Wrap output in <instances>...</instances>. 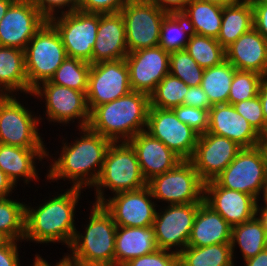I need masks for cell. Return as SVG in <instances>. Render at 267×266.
I'll return each instance as SVG.
<instances>
[{"label": "cell", "instance_id": "9c48e42d", "mask_svg": "<svg viewBox=\"0 0 267 266\" xmlns=\"http://www.w3.org/2000/svg\"><path fill=\"white\" fill-rule=\"evenodd\" d=\"M22 104L16 95L0 98V143L22 148H45L38 132V124L42 121Z\"/></svg>", "mask_w": 267, "mask_h": 266}, {"label": "cell", "instance_id": "91938a15", "mask_svg": "<svg viewBox=\"0 0 267 266\" xmlns=\"http://www.w3.org/2000/svg\"><path fill=\"white\" fill-rule=\"evenodd\" d=\"M15 1L23 2V3H30V4H34V5H36L39 2V0H15Z\"/></svg>", "mask_w": 267, "mask_h": 266}, {"label": "cell", "instance_id": "4dcf8cb0", "mask_svg": "<svg viewBox=\"0 0 267 266\" xmlns=\"http://www.w3.org/2000/svg\"><path fill=\"white\" fill-rule=\"evenodd\" d=\"M230 244L234 261H236L234 257L236 247L242 252L243 260H248L267 247V230L255 216L247 222L232 227Z\"/></svg>", "mask_w": 267, "mask_h": 266}, {"label": "cell", "instance_id": "8fae6325", "mask_svg": "<svg viewBox=\"0 0 267 266\" xmlns=\"http://www.w3.org/2000/svg\"><path fill=\"white\" fill-rule=\"evenodd\" d=\"M120 13L129 53L159 46L161 23L167 13L152 0H128Z\"/></svg>", "mask_w": 267, "mask_h": 266}, {"label": "cell", "instance_id": "8992f818", "mask_svg": "<svg viewBox=\"0 0 267 266\" xmlns=\"http://www.w3.org/2000/svg\"><path fill=\"white\" fill-rule=\"evenodd\" d=\"M24 53L29 95L40 83L50 81L68 57L58 31L49 21L29 41Z\"/></svg>", "mask_w": 267, "mask_h": 266}, {"label": "cell", "instance_id": "cb8c5ba5", "mask_svg": "<svg viewBox=\"0 0 267 266\" xmlns=\"http://www.w3.org/2000/svg\"><path fill=\"white\" fill-rule=\"evenodd\" d=\"M225 60L237 70L267 77V40L253 27L225 48Z\"/></svg>", "mask_w": 267, "mask_h": 266}, {"label": "cell", "instance_id": "d6a6232c", "mask_svg": "<svg viewBox=\"0 0 267 266\" xmlns=\"http://www.w3.org/2000/svg\"><path fill=\"white\" fill-rule=\"evenodd\" d=\"M236 68L227 60L204 69L201 87L212 105L228 103L231 82Z\"/></svg>", "mask_w": 267, "mask_h": 266}, {"label": "cell", "instance_id": "603a6c76", "mask_svg": "<svg viewBox=\"0 0 267 266\" xmlns=\"http://www.w3.org/2000/svg\"><path fill=\"white\" fill-rule=\"evenodd\" d=\"M128 53L125 24L121 13H99L92 64L125 59Z\"/></svg>", "mask_w": 267, "mask_h": 266}, {"label": "cell", "instance_id": "d590c367", "mask_svg": "<svg viewBox=\"0 0 267 266\" xmlns=\"http://www.w3.org/2000/svg\"><path fill=\"white\" fill-rule=\"evenodd\" d=\"M91 64L87 61L67 57L56 70L50 82L77 91L87 92Z\"/></svg>", "mask_w": 267, "mask_h": 266}, {"label": "cell", "instance_id": "ffe728a7", "mask_svg": "<svg viewBox=\"0 0 267 266\" xmlns=\"http://www.w3.org/2000/svg\"><path fill=\"white\" fill-rule=\"evenodd\" d=\"M203 200L232 227L256 216L257 200L253 196L221 187L215 180L204 183Z\"/></svg>", "mask_w": 267, "mask_h": 266}, {"label": "cell", "instance_id": "b9f144b4", "mask_svg": "<svg viewBox=\"0 0 267 266\" xmlns=\"http://www.w3.org/2000/svg\"><path fill=\"white\" fill-rule=\"evenodd\" d=\"M176 117L184 124L191 127L199 135L207 132L209 127V110L180 105L172 108Z\"/></svg>", "mask_w": 267, "mask_h": 266}, {"label": "cell", "instance_id": "2e32d148", "mask_svg": "<svg viewBox=\"0 0 267 266\" xmlns=\"http://www.w3.org/2000/svg\"><path fill=\"white\" fill-rule=\"evenodd\" d=\"M148 186L109 196L102 205L113 217L116 226L147 227L155 220L158 205ZM153 200V201H152Z\"/></svg>", "mask_w": 267, "mask_h": 266}, {"label": "cell", "instance_id": "11a10c76", "mask_svg": "<svg viewBox=\"0 0 267 266\" xmlns=\"http://www.w3.org/2000/svg\"><path fill=\"white\" fill-rule=\"evenodd\" d=\"M258 204L259 202L257 201L256 216H258L257 218L262 222L263 226L267 230V205L265 204L264 206H262L261 204V207H260Z\"/></svg>", "mask_w": 267, "mask_h": 266}, {"label": "cell", "instance_id": "e575fe53", "mask_svg": "<svg viewBox=\"0 0 267 266\" xmlns=\"http://www.w3.org/2000/svg\"><path fill=\"white\" fill-rule=\"evenodd\" d=\"M185 50L204 69L220 65L225 60V49L213 37L192 33Z\"/></svg>", "mask_w": 267, "mask_h": 266}, {"label": "cell", "instance_id": "9a60e30c", "mask_svg": "<svg viewBox=\"0 0 267 266\" xmlns=\"http://www.w3.org/2000/svg\"><path fill=\"white\" fill-rule=\"evenodd\" d=\"M182 160L193 156L199 134L181 122L172 109L150 107L146 130Z\"/></svg>", "mask_w": 267, "mask_h": 266}, {"label": "cell", "instance_id": "4fadbf2b", "mask_svg": "<svg viewBox=\"0 0 267 266\" xmlns=\"http://www.w3.org/2000/svg\"><path fill=\"white\" fill-rule=\"evenodd\" d=\"M200 204H171L156 212L152 227L159 249L179 254L187 247Z\"/></svg>", "mask_w": 267, "mask_h": 266}, {"label": "cell", "instance_id": "f1b7e54d", "mask_svg": "<svg viewBox=\"0 0 267 266\" xmlns=\"http://www.w3.org/2000/svg\"><path fill=\"white\" fill-rule=\"evenodd\" d=\"M223 6L204 0H191L181 15L191 32L217 38L221 29Z\"/></svg>", "mask_w": 267, "mask_h": 266}, {"label": "cell", "instance_id": "c3c4849f", "mask_svg": "<svg viewBox=\"0 0 267 266\" xmlns=\"http://www.w3.org/2000/svg\"><path fill=\"white\" fill-rule=\"evenodd\" d=\"M253 27L267 40V2H251Z\"/></svg>", "mask_w": 267, "mask_h": 266}, {"label": "cell", "instance_id": "ac0fdd59", "mask_svg": "<svg viewBox=\"0 0 267 266\" xmlns=\"http://www.w3.org/2000/svg\"><path fill=\"white\" fill-rule=\"evenodd\" d=\"M169 56L170 53L160 46L128 53L125 61L129 68L131 89L150 95L169 74Z\"/></svg>", "mask_w": 267, "mask_h": 266}, {"label": "cell", "instance_id": "74e56055", "mask_svg": "<svg viewBox=\"0 0 267 266\" xmlns=\"http://www.w3.org/2000/svg\"><path fill=\"white\" fill-rule=\"evenodd\" d=\"M182 80L171 74L166 75L150 96V107L172 109L183 105V98L188 91Z\"/></svg>", "mask_w": 267, "mask_h": 266}, {"label": "cell", "instance_id": "3957f363", "mask_svg": "<svg viewBox=\"0 0 267 266\" xmlns=\"http://www.w3.org/2000/svg\"><path fill=\"white\" fill-rule=\"evenodd\" d=\"M150 96L139 91L96 106L90 112L88 128L111 142H128L146 130Z\"/></svg>", "mask_w": 267, "mask_h": 266}, {"label": "cell", "instance_id": "9f6ffc18", "mask_svg": "<svg viewBox=\"0 0 267 266\" xmlns=\"http://www.w3.org/2000/svg\"><path fill=\"white\" fill-rule=\"evenodd\" d=\"M15 0H0V21L3 19L4 15L6 14L7 10L9 9L10 5Z\"/></svg>", "mask_w": 267, "mask_h": 266}, {"label": "cell", "instance_id": "d6986e66", "mask_svg": "<svg viewBox=\"0 0 267 266\" xmlns=\"http://www.w3.org/2000/svg\"><path fill=\"white\" fill-rule=\"evenodd\" d=\"M47 21L34 4L14 1L0 21V46L25 50Z\"/></svg>", "mask_w": 267, "mask_h": 266}, {"label": "cell", "instance_id": "f907efd6", "mask_svg": "<svg viewBox=\"0 0 267 266\" xmlns=\"http://www.w3.org/2000/svg\"><path fill=\"white\" fill-rule=\"evenodd\" d=\"M15 188H17V186H15L8 176L0 169V198L11 197V194L16 190Z\"/></svg>", "mask_w": 267, "mask_h": 266}, {"label": "cell", "instance_id": "bcb514c9", "mask_svg": "<svg viewBox=\"0 0 267 266\" xmlns=\"http://www.w3.org/2000/svg\"><path fill=\"white\" fill-rule=\"evenodd\" d=\"M18 241L0 240V266H21Z\"/></svg>", "mask_w": 267, "mask_h": 266}, {"label": "cell", "instance_id": "816d5d0a", "mask_svg": "<svg viewBox=\"0 0 267 266\" xmlns=\"http://www.w3.org/2000/svg\"><path fill=\"white\" fill-rule=\"evenodd\" d=\"M258 96L262 104V111L267 126V77H264L260 83Z\"/></svg>", "mask_w": 267, "mask_h": 266}, {"label": "cell", "instance_id": "94428289", "mask_svg": "<svg viewBox=\"0 0 267 266\" xmlns=\"http://www.w3.org/2000/svg\"><path fill=\"white\" fill-rule=\"evenodd\" d=\"M262 146L265 149V154H266V158H267V136L263 137Z\"/></svg>", "mask_w": 267, "mask_h": 266}, {"label": "cell", "instance_id": "d4e9b609", "mask_svg": "<svg viewBox=\"0 0 267 266\" xmlns=\"http://www.w3.org/2000/svg\"><path fill=\"white\" fill-rule=\"evenodd\" d=\"M47 148H22L18 146L5 145L0 143V169L8 176L15 186L19 179L24 184L31 181H39L36 169L37 160L51 158Z\"/></svg>", "mask_w": 267, "mask_h": 266}, {"label": "cell", "instance_id": "7bdbcfd3", "mask_svg": "<svg viewBox=\"0 0 267 266\" xmlns=\"http://www.w3.org/2000/svg\"><path fill=\"white\" fill-rule=\"evenodd\" d=\"M122 266H179L177 253L157 249L152 253L133 258Z\"/></svg>", "mask_w": 267, "mask_h": 266}, {"label": "cell", "instance_id": "680465c9", "mask_svg": "<svg viewBox=\"0 0 267 266\" xmlns=\"http://www.w3.org/2000/svg\"><path fill=\"white\" fill-rule=\"evenodd\" d=\"M262 197H263V202L267 205V176L266 180L264 182L263 190H262Z\"/></svg>", "mask_w": 267, "mask_h": 266}, {"label": "cell", "instance_id": "7dc6e473", "mask_svg": "<svg viewBox=\"0 0 267 266\" xmlns=\"http://www.w3.org/2000/svg\"><path fill=\"white\" fill-rule=\"evenodd\" d=\"M183 105L202 108L205 110H210L213 107L207 94L203 91L201 86H191L188 88V91L183 98Z\"/></svg>", "mask_w": 267, "mask_h": 266}, {"label": "cell", "instance_id": "30bf717a", "mask_svg": "<svg viewBox=\"0 0 267 266\" xmlns=\"http://www.w3.org/2000/svg\"><path fill=\"white\" fill-rule=\"evenodd\" d=\"M156 201L171 204L202 203L204 182L189 160L147 182ZM162 200V201H161Z\"/></svg>", "mask_w": 267, "mask_h": 266}, {"label": "cell", "instance_id": "ee69618b", "mask_svg": "<svg viewBox=\"0 0 267 266\" xmlns=\"http://www.w3.org/2000/svg\"><path fill=\"white\" fill-rule=\"evenodd\" d=\"M128 0H78V10L87 13H118Z\"/></svg>", "mask_w": 267, "mask_h": 266}, {"label": "cell", "instance_id": "83f0119b", "mask_svg": "<svg viewBox=\"0 0 267 266\" xmlns=\"http://www.w3.org/2000/svg\"><path fill=\"white\" fill-rule=\"evenodd\" d=\"M19 91L23 95L29 94L24 50L0 46V93L3 96L20 95Z\"/></svg>", "mask_w": 267, "mask_h": 266}, {"label": "cell", "instance_id": "484cf974", "mask_svg": "<svg viewBox=\"0 0 267 266\" xmlns=\"http://www.w3.org/2000/svg\"><path fill=\"white\" fill-rule=\"evenodd\" d=\"M232 226L204 201L200 204L187 246L231 243Z\"/></svg>", "mask_w": 267, "mask_h": 266}, {"label": "cell", "instance_id": "e0dca14e", "mask_svg": "<svg viewBox=\"0 0 267 266\" xmlns=\"http://www.w3.org/2000/svg\"><path fill=\"white\" fill-rule=\"evenodd\" d=\"M238 143L213 133L199 135L190 158L200 179L206 183L214 180L242 150Z\"/></svg>", "mask_w": 267, "mask_h": 266}, {"label": "cell", "instance_id": "f546056e", "mask_svg": "<svg viewBox=\"0 0 267 266\" xmlns=\"http://www.w3.org/2000/svg\"><path fill=\"white\" fill-rule=\"evenodd\" d=\"M253 28V7L250 0L224 6L221 29L216 38L225 49L242 34Z\"/></svg>", "mask_w": 267, "mask_h": 266}, {"label": "cell", "instance_id": "6da1fadb", "mask_svg": "<svg viewBox=\"0 0 267 266\" xmlns=\"http://www.w3.org/2000/svg\"><path fill=\"white\" fill-rule=\"evenodd\" d=\"M80 139L74 142L62 140L58 158H51L47 175L48 182L62 179L71 181L72 188L92 189L100 176L105 154L112 143L109 139L91 131L88 127L78 128ZM81 130V131H80ZM64 141V142H63Z\"/></svg>", "mask_w": 267, "mask_h": 266}, {"label": "cell", "instance_id": "ab89813d", "mask_svg": "<svg viewBox=\"0 0 267 266\" xmlns=\"http://www.w3.org/2000/svg\"><path fill=\"white\" fill-rule=\"evenodd\" d=\"M263 78L264 76L257 72L236 69L231 82L228 104L234 105L257 96Z\"/></svg>", "mask_w": 267, "mask_h": 266}, {"label": "cell", "instance_id": "7402d4cb", "mask_svg": "<svg viewBox=\"0 0 267 266\" xmlns=\"http://www.w3.org/2000/svg\"><path fill=\"white\" fill-rule=\"evenodd\" d=\"M128 142L136 151L141 173L147 182L153 177L175 168L183 161L163 142L146 131L138 133Z\"/></svg>", "mask_w": 267, "mask_h": 266}, {"label": "cell", "instance_id": "f5cc1de1", "mask_svg": "<svg viewBox=\"0 0 267 266\" xmlns=\"http://www.w3.org/2000/svg\"><path fill=\"white\" fill-rule=\"evenodd\" d=\"M62 257V259H60L58 262H56V264H54L55 266H74L65 255ZM33 261L34 263L32 266H51V263L49 264L48 261L42 258V256H40L39 254H35Z\"/></svg>", "mask_w": 267, "mask_h": 266}, {"label": "cell", "instance_id": "44dd1931", "mask_svg": "<svg viewBox=\"0 0 267 266\" xmlns=\"http://www.w3.org/2000/svg\"><path fill=\"white\" fill-rule=\"evenodd\" d=\"M207 132L224 136L243 148L259 146L263 140L255 128L228 103L213 105L209 110Z\"/></svg>", "mask_w": 267, "mask_h": 266}, {"label": "cell", "instance_id": "277c9868", "mask_svg": "<svg viewBox=\"0 0 267 266\" xmlns=\"http://www.w3.org/2000/svg\"><path fill=\"white\" fill-rule=\"evenodd\" d=\"M84 234L76 230L65 256L74 266H114L116 223L102 204H92Z\"/></svg>", "mask_w": 267, "mask_h": 266}, {"label": "cell", "instance_id": "681fc988", "mask_svg": "<svg viewBox=\"0 0 267 266\" xmlns=\"http://www.w3.org/2000/svg\"><path fill=\"white\" fill-rule=\"evenodd\" d=\"M167 14H181L191 0H152Z\"/></svg>", "mask_w": 267, "mask_h": 266}, {"label": "cell", "instance_id": "4316f807", "mask_svg": "<svg viewBox=\"0 0 267 266\" xmlns=\"http://www.w3.org/2000/svg\"><path fill=\"white\" fill-rule=\"evenodd\" d=\"M158 249L154 228L117 226L115 236L114 266H122L129 260Z\"/></svg>", "mask_w": 267, "mask_h": 266}, {"label": "cell", "instance_id": "ba28073f", "mask_svg": "<svg viewBox=\"0 0 267 266\" xmlns=\"http://www.w3.org/2000/svg\"><path fill=\"white\" fill-rule=\"evenodd\" d=\"M86 93L45 81L32 90L30 97L37 96L38 99L40 97L39 100L44 99L46 108L44 115L47 118H42L39 114V120L47 119L50 123L57 122L59 125L68 126L77 119L76 123L79 124L77 127L86 128L90 120Z\"/></svg>", "mask_w": 267, "mask_h": 266}, {"label": "cell", "instance_id": "7c38bea8", "mask_svg": "<svg viewBox=\"0 0 267 266\" xmlns=\"http://www.w3.org/2000/svg\"><path fill=\"white\" fill-rule=\"evenodd\" d=\"M58 31L67 56L92 64V51L97 38L99 13L74 10L48 20Z\"/></svg>", "mask_w": 267, "mask_h": 266}, {"label": "cell", "instance_id": "5b68a950", "mask_svg": "<svg viewBox=\"0 0 267 266\" xmlns=\"http://www.w3.org/2000/svg\"><path fill=\"white\" fill-rule=\"evenodd\" d=\"M147 186L135 149L129 142H112L105 154L103 167L94 184L95 204H102L107 198L105 188L111 193L136 191ZM104 188V189H103Z\"/></svg>", "mask_w": 267, "mask_h": 266}, {"label": "cell", "instance_id": "60d3db41", "mask_svg": "<svg viewBox=\"0 0 267 266\" xmlns=\"http://www.w3.org/2000/svg\"><path fill=\"white\" fill-rule=\"evenodd\" d=\"M236 111L243 116L262 136H267L266 121L262 111V104L259 96L243 100L233 105Z\"/></svg>", "mask_w": 267, "mask_h": 266}, {"label": "cell", "instance_id": "52a82bcc", "mask_svg": "<svg viewBox=\"0 0 267 266\" xmlns=\"http://www.w3.org/2000/svg\"><path fill=\"white\" fill-rule=\"evenodd\" d=\"M266 176L267 158L261 144L253 148H242L214 180L221 187L247 193L260 201Z\"/></svg>", "mask_w": 267, "mask_h": 266}, {"label": "cell", "instance_id": "1f68e13d", "mask_svg": "<svg viewBox=\"0 0 267 266\" xmlns=\"http://www.w3.org/2000/svg\"><path fill=\"white\" fill-rule=\"evenodd\" d=\"M178 256L179 266H236L230 243L187 246Z\"/></svg>", "mask_w": 267, "mask_h": 266}, {"label": "cell", "instance_id": "f35d334b", "mask_svg": "<svg viewBox=\"0 0 267 266\" xmlns=\"http://www.w3.org/2000/svg\"><path fill=\"white\" fill-rule=\"evenodd\" d=\"M204 68L200 67L186 50L171 52L169 74L182 80L187 86H201Z\"/></svg>", "mask_w": 267, "mask_h": 266}, {"label": "cell", "instance_id": "5bb4252c", "mask_svg": "<svg viewBox=\"0 0 267 266\" xmlns=\"http://www.w3.org/2000/svg\"><path fill=\"white\" fill-rule=\"evenodd\" d=\"M131 91L125 59L91 64L86 93L90 112L96 106L116 100Z\"/></svg>", "mask_w": 267, "mask_h": 266}, {"label": "cell", "instance_id": "8d00e7d4", "mask_svg": "<svg viewBox=\"0 0 267 266\" xmlns=\"http://www.w3.org/2000/svg\"><path fill=\"white\" fill-rule=\"evenodd\" d=\"M191 34L181 14H167L161 23L159 46L169 53L185 50Z\"/></svg>", "mask_w": 267, "mask_h": 266}, {"label": "cell", "instance_id": "f6af8a7d", "mask_svg": "<svg viewBox=\"0 0 267 266\" xmlns=\"http://www.w3.org/2000/svg\"><path fill=\"white\" fill-rule=\"evenodd\" d=\"M35 6L40 13L49 20L50 18L59 15L60 12L63 14L78 10V0H39Z\"/></svg>", "mask_w": 267, "mask_h": 266}, {"label": "cell", "instance_id": "7a4b0ae2", "mask_svg": "<svg viewBox=\"0 0 267 266\" xmlns=\"http://www.w3.org/2000/svg\"><path fill=\"white\" fill-rule=\"evenodd\" d=\"M39 206L25 204V241L63 243L69 248L76 232V206L82 189L69 188Z\"/></svg>", "mask_w": 267, "mask_h": 266}, {"label": "cell", "instance_id": "6125c7cd", "mask_svg": "<svg viewBox=\"0 0 267 266\" xmlns=\"http://www.w3.org/2000/svg\"><path fill=\"white\" fill-rule=\"evenodd\" d=\"M251 2H267V0H250Z\"/></svg>", "mask_w": 267, "mask_h": 266}, {"label": "cell", "instance_id": "6f0895ef", "mask_svg": "<svg viewBox=\"0 0 267 266\" xmlns=\"http://www.w3.org/2000/svg\"><path fill=\"white\" fill-rule=\"evenodd\" d=\"M204 1H208L210 3H215L221 6H230V5H235L238 3H241L245 0H204Z\"/></svg>", "mask_w": 267, "mask_h": 266}, {"label": "cell", "instance_id": "836d02e7", "mask_svg": "<svg viewBox=\"0 0 267 266\" xmlns=\"http://www.w3.org/2000/svg\"><path fill=\"white\" fill-rule=\"evenodd\" d=\"M23 203L9 197L0 198V240L24 241L25 202Z\"/></svg>", "mask_w": 267, "mask_h": 266}, {"label": "cell", "instance_id": "db71d44e", "mask_svg": "<svg viewBox=\"0 0 267 266\" xmlns=\"http://www.w3.org/2000/svg\"><path fill=\"white\" fill-rule=\"evenodd\" d=\"M245 266H267V247L255 257L244 261Z\"/></svg>", "mask_w": 267, "mask_h": 266}]
</instances>
